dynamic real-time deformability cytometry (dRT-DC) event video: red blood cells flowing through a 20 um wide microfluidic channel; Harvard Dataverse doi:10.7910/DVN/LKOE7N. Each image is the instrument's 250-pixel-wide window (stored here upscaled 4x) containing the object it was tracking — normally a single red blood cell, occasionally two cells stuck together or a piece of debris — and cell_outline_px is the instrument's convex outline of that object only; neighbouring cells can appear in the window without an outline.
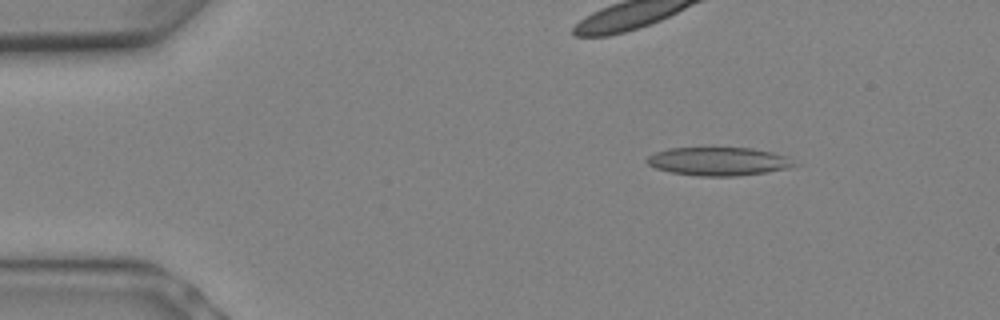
{"species": "Egyptian fruit bat (a non-hibernating species)", "species_latin": "Rousettus aegyptiacus", "temperature_condition": "warm", "stored_images_in_passage": 9, "camera_frame_rate_fps": 3000, "um_per_image_px": 0.085, "animal": {"sex": "female"}, "frame": {"image": 1, "passage_image": 2, "time_ms": 0.333, "image_size_px": [1000, 320], "cell_outline_px": [[800, 164], [792, 168], [768, 172], [736, 176], [700, 176], [672, 172], [656, 168], [648, 164], [644, 160], [648, 156], [656, 152], [668, 148], [752, 148], [772, 152], [788, 156]], "centroid_in_image_um": [61.15, 13.72], "position_along_channel_um": 23.9, "area_um2": 24.57}}
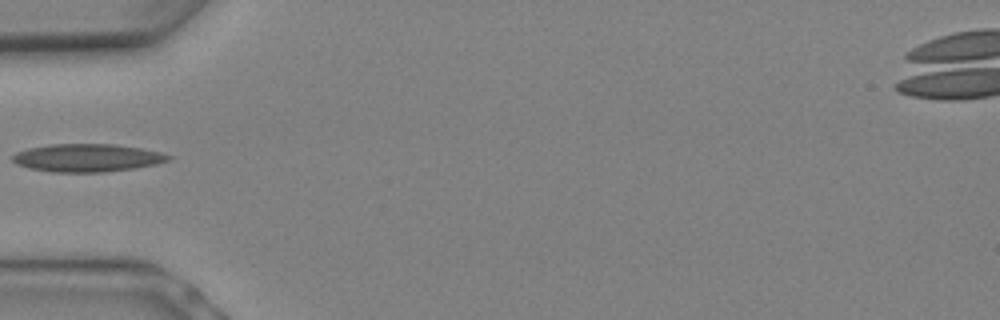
{"frame": {"image": 2, "passage_image": 6, "time_ms": 1.667, "image_size_px": [1000, 320], "cell_outline_px": [[172, 160], [156, 164], [136, 168], [104, 172], [52, 172], [28, 168], [16, 164], [12, 160], [12, 156], [16, 152], [28, 148], [52, 144], [112, 144], [140, 148], [160, 152], [172, 156]], "centroid_in_image_um": [7.42, 13.42], "position_along_channel_um": 77.6, "area_um2": 25.43}}
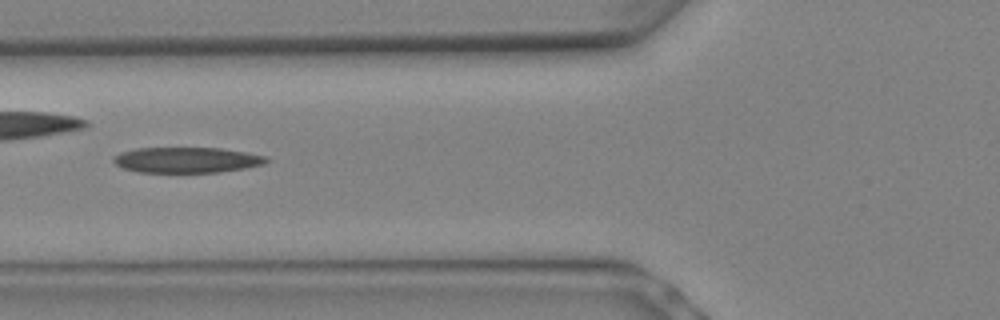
{"frame": {"image": 3, "passage_image": 7, "time_ms": 2.0, "image_size_px": [1000, 320], "cell_outline_px": [[272, 160], [264, 164], [244, 168], [220, 172], [136, 172], [124, 168], [116, 164], [112, 160], [120, 152], [136, 148], [220, 148], [248, 152], [268, 156]], "centroid_in_image_um": [15.93, 13.59], "position_along_channel_um": 109.9, "area_um2": 22.89}}